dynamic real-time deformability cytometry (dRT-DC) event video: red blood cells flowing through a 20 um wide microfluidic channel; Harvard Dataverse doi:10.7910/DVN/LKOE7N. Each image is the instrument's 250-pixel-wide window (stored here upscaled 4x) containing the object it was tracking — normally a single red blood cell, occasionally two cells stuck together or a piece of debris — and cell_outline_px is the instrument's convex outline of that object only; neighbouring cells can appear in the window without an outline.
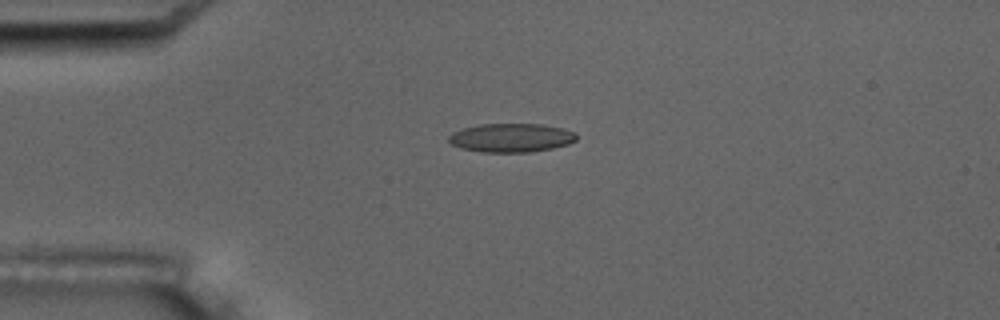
{"species": "common noctule bat (a hibernating species)", "species_latin": "Nyctalus noctula", "temperature_condition": "room temperature", "stored_images_in_passage": 6, "camera_frame_rate_fps": 3000, "um_per_image_px": 0.085, "animal": {"sex": "male", "body_mass_g": 17.5, "forearm_length_mm": 52.3}, "frame": {"image": 1, "passage_image": 5, "time_ms": 4.667, "image_size_px": [1000, 320], "cell_outline_px": [[576, 140], [568, 144], [552, 148], [528, 152], [480, 152], [460, 148], [452, 144], [448, 140], [448, 136], [452, 132], [464, 128], [480, 124], [540, 124], [564, 128], [576, 132]], "centroid_in_image_um": [43.45, 11.71], "position_along_channel_um": 41.6, "area_um2": 21.44}}